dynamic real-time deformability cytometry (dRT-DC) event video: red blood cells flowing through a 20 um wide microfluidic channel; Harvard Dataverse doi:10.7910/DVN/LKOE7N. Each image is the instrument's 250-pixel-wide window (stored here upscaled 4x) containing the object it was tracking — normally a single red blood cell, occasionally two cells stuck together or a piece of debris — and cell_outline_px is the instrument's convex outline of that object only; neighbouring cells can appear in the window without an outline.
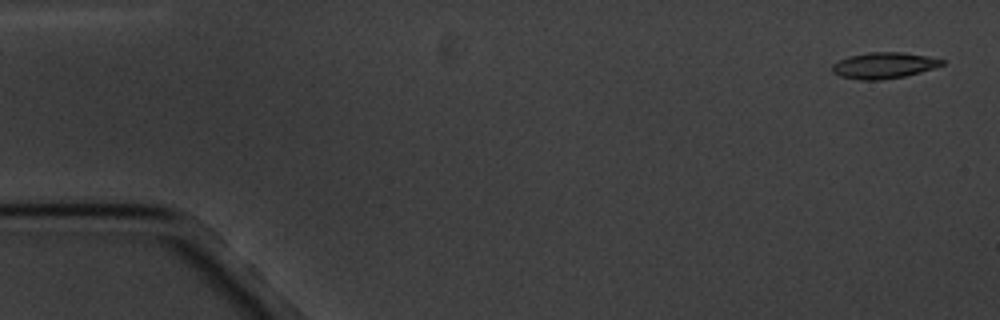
{"species": "common noctule bat (a hibernating species)", "species_latin": "Nyctalus noctula", "temperature_condition": "cold", "stored_images_in_passage": 5, "camera_frame_rate_fps": 3000, "um_per_image_px": 0.085, "animal": {"sex": "male", "body_mass_g": 20.1, "forearm_length_mm": 53.5}, "frame": {"image": 1, "passage_image": 1, "time_ms": 0.0, "image_size_px": [1000, 320], "cell_outline_px": [[944, 64], [920, 72], [904, 76], [880, 80], [860, 80], [840, 76], [832, 72], [832, 64], [848, 56], [868, 52], [900, 52], [924, 56], [944, 60]], "centroid_in_image_um": [75.07, 5.56], "position_along_channel_um": 9.9, "area_um2": 16.47}}
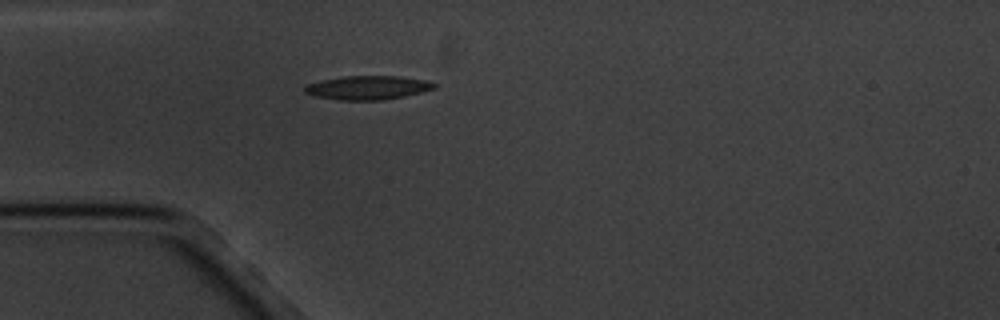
{"frame": {"image": 2, "passage_image": 5, "time_ms": 4.667, "image_size_px": [1000, 320], "cell_outline_px": [[436, 88], [404, 96], [380, 100], [340, 100], [316, 96], [304, 92], [304, 88], [308, 84], [340, 76], [396, 76], [424, 80], [436, 84]], "centroid_in_image_um": [31.25, 7.45], "position_along_channel_um": 53.8, "area_um2": 17.69}}